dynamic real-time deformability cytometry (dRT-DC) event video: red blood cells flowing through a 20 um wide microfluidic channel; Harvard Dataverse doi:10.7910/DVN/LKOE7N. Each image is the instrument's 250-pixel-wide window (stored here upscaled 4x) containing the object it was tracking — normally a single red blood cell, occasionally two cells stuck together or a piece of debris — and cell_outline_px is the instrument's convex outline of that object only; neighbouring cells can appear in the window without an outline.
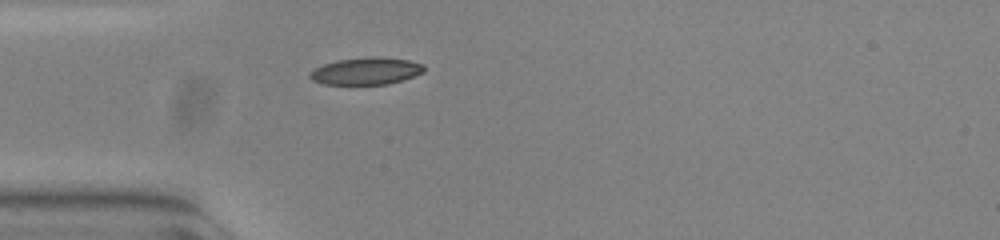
{"species": "common noctule bat (a hibernating species)", "species_latin": "Nyctalus noctula", "temperature_condition": "warm", "stored_images_in_passage": 39, "camera_frame_rate_fps": 3000, "um_per_image_px": 0.085, "animal": {"sex": "female", "body_mass_g": 23.0, "forearm_length_mm": 53.4}, "frame": {"image": 1, "passage_image": 1, "time_ms": 0.0, "image_size_px": [1000, 240], "cell_outline_px": [[424, 72], [388, 84], [324, 84], [312, 80], [308, 76], [308, 72], [324, 64], [336, 60], [368, 56], [408, 60], [424, 64]], "centroid_in_image_um": [31.08, 6.03], "position_along_channel_um": 53.9, "area_um2": 17.92}}
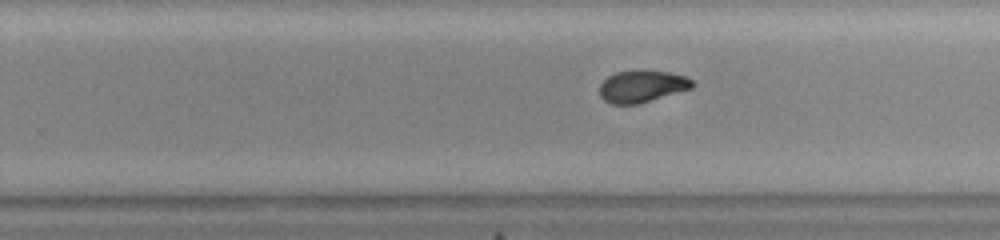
{"frame": {"image": 2, "passage_image": 19, "time_ms": 6.0, "image_size_px": [1000, 240], "cell_outline_px": [[696, 84], [692, 88], [640, 104], [612, 104], [604, 100], [600, 96], [600, 84], [608, 76], [616, 72], [640, 68], [644, 68], [668, 72], [684, 76], [692, 80]], "centroid_in_image_um": [54.57, 7.31], "position_along_channel_um": 275.2, "area_um2": 17.74}}
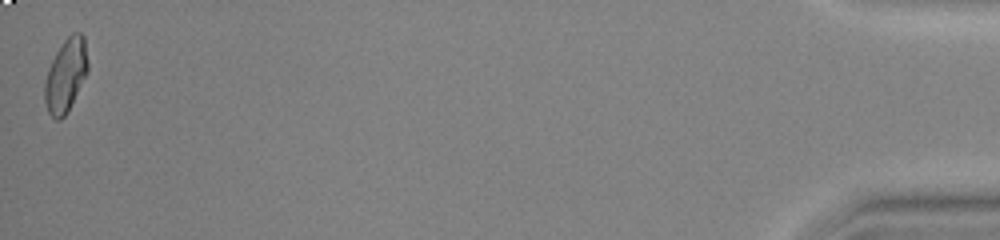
{"frame": {"image": 3, "passage_image": 39, "time_ms": 12.667, "image_size_px": [1000, 240], "cell_outline_px": [[88, 68], [68, 112], [60, 120], [56, 120], [48, 112], [44, 100], [44, 84], [48, 68], [56, 52], [64, 40], [72, 32], [80, 32], [84, 36], [88, 64]], "centroid_in_image_um": [5.57, 6.4], "position_along_channel_um": 429.6, "area_um2": 18.26}, "authors_computed_cell_mechanics": {"area_um2": 17.7446, "velocity_mm_per_s": 3.8017, "shape_relaxation_time_tau1_ms": 3.5662, "shape_relaxation_time_tau2_ms": 0.949, "deformation_change_tau1": 0.1576, "deformation_change_tau2": 0.0587}}